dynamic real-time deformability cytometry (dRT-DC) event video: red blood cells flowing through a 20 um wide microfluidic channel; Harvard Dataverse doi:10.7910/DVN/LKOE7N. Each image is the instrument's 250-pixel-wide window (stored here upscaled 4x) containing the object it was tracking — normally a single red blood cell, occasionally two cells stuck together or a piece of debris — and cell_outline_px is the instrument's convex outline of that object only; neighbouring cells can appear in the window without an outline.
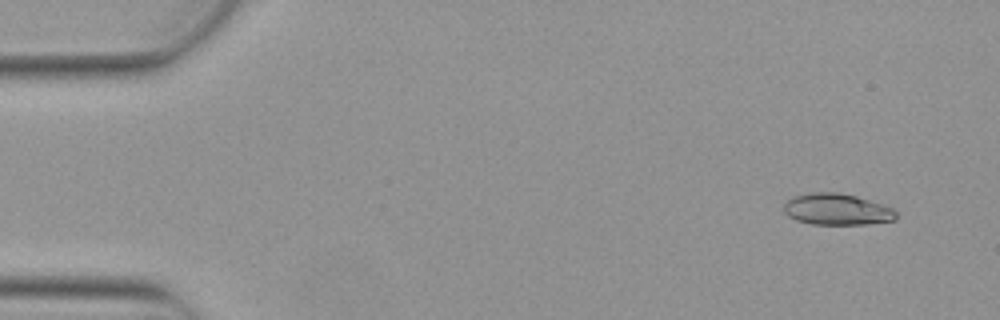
{"species": "Egyptian fruit bat (a non-hibernating species)", "species_latin": "Rousettus aegyptiacus", "temperature_condition": "warm", "stored_images_in_passage": 4, "camera_frame_rate_fps": 3000, "um_per_image_px": 0.085, "animal": {"sex": "female"}, "frame": {"image": 1, "passage_image": 1, "time_ms": 0.0, "image_size_px": [1000, 320], "cell_outline_px": [[896, 220], [868, 224], [812, 224], [796, 220], [788, 216], [784, 212], [784, 204], [792, 196], [812, 192], [836, 192], [856, 196], [892, 208], [896, 212]], "centroid_in_image_um": [71.11, 17.79], "position_along_channel_um": 13.9, "area_um2": 20.46}}
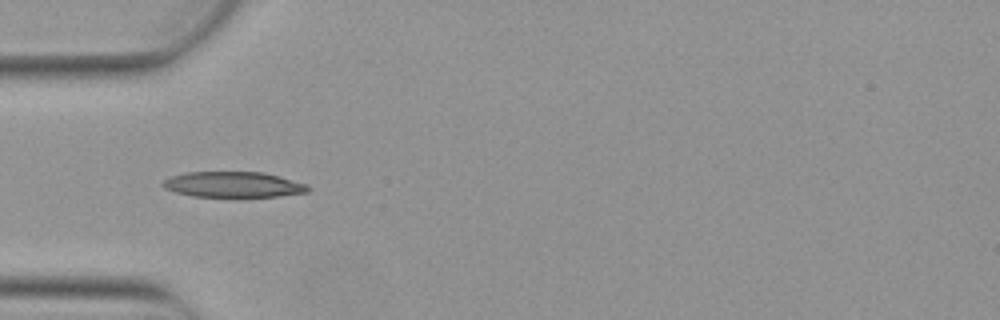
{"frame": {"image": 2, "passage_image": 4, "time_ms": 1.0, "image_size_px": [1000, 320], "cell_outline_px": [[312, 188], [308, 192], [280, 196], [236, 200], [192, 196], [176, 192], [164, 188], [160, 184], [164, 180], [172, 176], [188, 172], [264, 172], [280, 176], [308, 184]], "centroid_in_image_um": [19.88, 15.74], "position_along_channel_um": 65.1, "area_um2": 22.89}}